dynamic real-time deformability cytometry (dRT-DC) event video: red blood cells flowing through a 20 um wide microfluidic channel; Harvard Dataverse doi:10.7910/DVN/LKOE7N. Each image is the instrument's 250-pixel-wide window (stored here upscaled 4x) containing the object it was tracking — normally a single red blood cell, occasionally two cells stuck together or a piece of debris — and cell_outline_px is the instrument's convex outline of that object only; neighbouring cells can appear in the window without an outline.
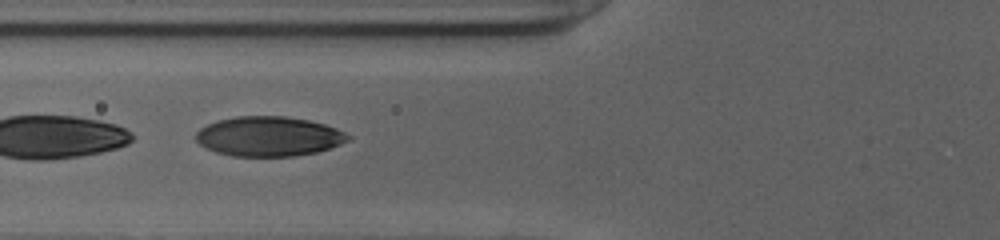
{"species": "human", "species_latin": "Homo sapiens", "temperature_condition": "cold", "stored_images_in_passage": 38, "segment_of_instrument_passage": [2, 2], "camera_frame_rate_fps": 3000, "um_per_image_px": 0.085, "donor": {"sex": "female"}, "frame": {"image": 1, "passage_image": 23, "time_ms": 7.333, "image_size_px": [1000, 240], "cell_outline_px": [[352, 140], [316, 152], [292, 156], [232, 156], [216, 152], [200, 144], [196, 140], [196, 132], [200, 128], [216, 120], [236, 116], [284, 116], [308, 120], [324, 124], [336, 128], [352, 136]], "centroid_in_image_um": [22.85, 11.58], "position_along_channel_um": 103.0, "area_um2": 35.2}}
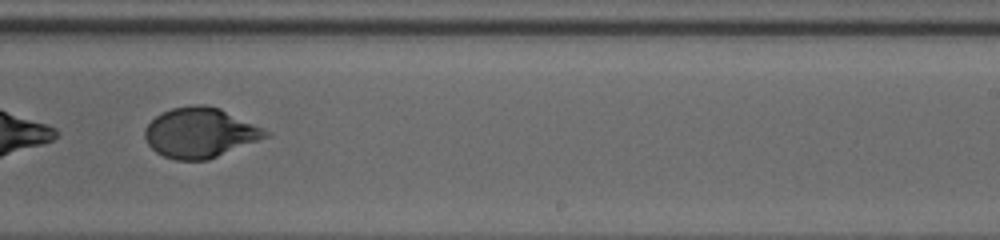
{"frame": {"image": 2, "passage_image": 36, "time_ms": 11.667, "image_size_px": [1000, 240], "cell_outline_px": [[272, 136], [208, 160], [176, 160], [164, 156], [156, 152], [148, 144], [144, 136], [144, 128], [160, 112], [172, 108], [192, 104], [204, 104], [220, 108], [264, 128], [272, 132]], "centroid_in_image_um": [17.04, 11.28], "position_along_channel_um": 272.0, "area_um2": 35.6}}